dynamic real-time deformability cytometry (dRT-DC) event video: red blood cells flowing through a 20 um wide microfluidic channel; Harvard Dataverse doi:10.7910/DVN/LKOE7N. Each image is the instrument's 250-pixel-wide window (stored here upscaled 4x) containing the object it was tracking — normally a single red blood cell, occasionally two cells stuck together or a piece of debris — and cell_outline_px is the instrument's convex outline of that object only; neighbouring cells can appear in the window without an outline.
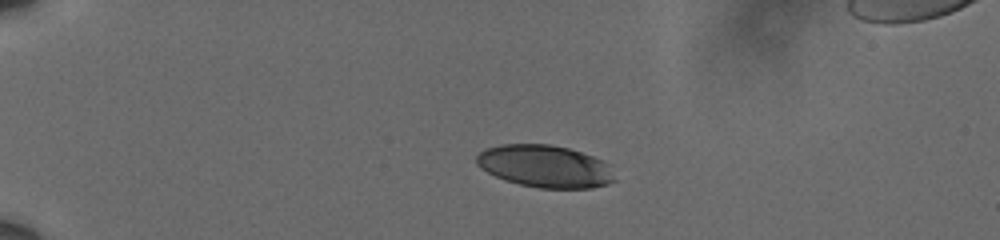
{"species": "human", "species_latin": "Homo sapiens", "temperature_condition": "cold", "stored_images_in_passage": 21, "camera_frame_rate_fps": 3000, "um_per_image_px": 0.085, "donor": {"sex": "male"}, "frame": {"image": 1, "passage_image": 1, "time_ms": 0.0, "image_size_px": [1000, 240], "cell_outline_px": [[616, 180], [608, 184], [592, 188], [540, 188], [520, 184], [504, 180], [480, 168], [476, 164], [476, 156], [484, 148], [500, 144], [548, 144], [568, 148], [592, 156], [612, 164]], "centroid_in_image_um": [46.35, 14.13], "position_along_channel_um": 38.7, "area_um2": 34.39}}
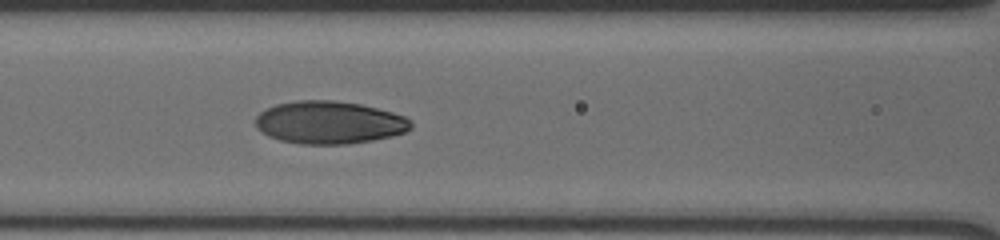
{"frame": {"image": 2, "passage_image": 15, "time_ms": 4.667, "image_size_px": [1000, 240], "cell_outline_px": [[412, 128], [404, 132], [392, 136], [372, 140], [348, 144], [300, 144], [280, 140], [268, 136], [260, 132], [256, 128], [256, 116], [260, 112], [276, 104], [296, 100], [332, 100], [360, 104], [392, 112], [404, 116], [412, 120]], "centroid_in_image_um": [27.98, 10.41], "position_along_channel_um": 138.6, "area_um2": 38.78}}
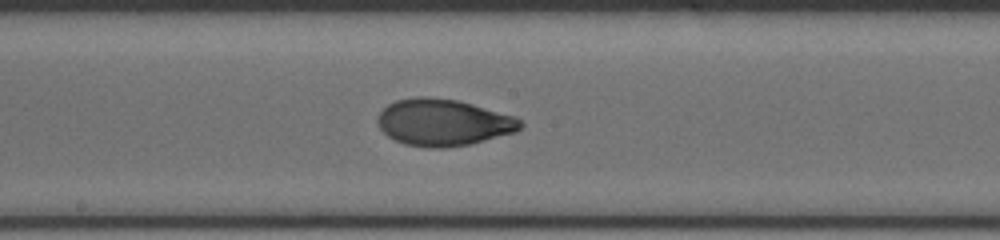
{"frame": {"image": 3, "passage_image": 21, "time_ms": 6.667, "image_size_px": [1000, 240], "cell_outline_px": [[524, 124], [516, 132], [468, 144], [444, 148], [428, 148], [404, 144], [388, 136], [380, 128], [376, 120], [380, 112], [388, 104], [396, 100], [416, 96], [428, 96], [456, 100], [472, 104], [516, 116]], "centroid_in_image_um": [37.67, 10.4], "position_along_channel_um": 210.5, "area_um2": 38.9}}